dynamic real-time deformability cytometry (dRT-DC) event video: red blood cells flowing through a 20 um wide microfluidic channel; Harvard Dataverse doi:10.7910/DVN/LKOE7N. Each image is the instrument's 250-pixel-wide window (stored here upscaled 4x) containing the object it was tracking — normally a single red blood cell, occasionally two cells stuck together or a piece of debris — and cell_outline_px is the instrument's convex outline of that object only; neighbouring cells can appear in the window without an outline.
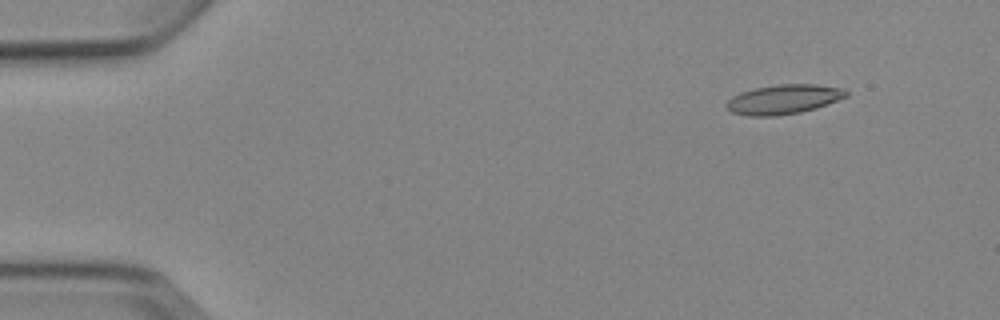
{"species": "Egyptian fruit bat (a non-hibernating species)", "species_latin": "Rousettus aegyptiacus", "temperature_condition": "cold", "stored_images_in_passage": 5, "camera_frame_rate_fps": 3000, "um_per_image_px": 0.085, "animal": {"sex": "female"}, "frame": {"image": 1, "passage_image": 2, "time_ms": 1.333, "image_size_px": [1000, 320], "cell_outline_px": [[848, 96], [816, 108], [800, 112], [776, 116], [748, 116], [732, 112], [724, 104], [732, 96], [740, 92], [752, 88], [780, 84], [816, 84], [844, 88], [848, 92]], "centroid_in_image_um": [66.6, 8.43], "position_along_channel_um": 18.4, "area_um2": 20.69}}
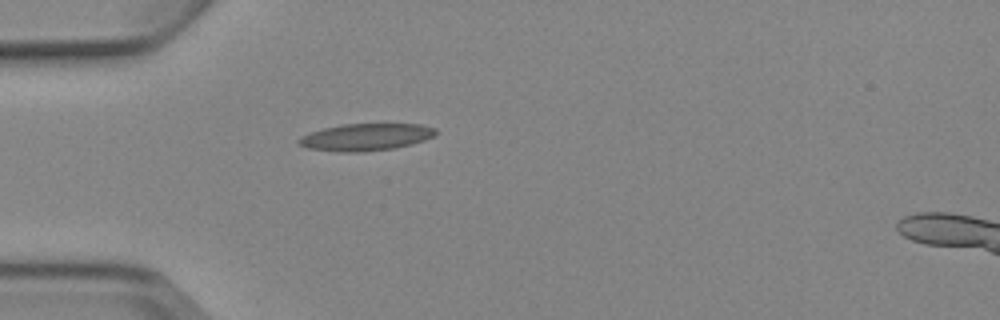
{"frame": {"image": 2, "passage_image": 5, "time_ms": 4.667, "image_size_px": [1000, 320], "cell_outline_px": [[436, 132], [432, 136], [424, 140], [412, 144], [396, 148], [360, 152], [340, 152], [308, 148], [296, 144], [296, 140], [300, 136], [324, 128], [344, 124], [420, 124], [436, 128]], "centroid_in_image_um": [31.06, 11.66], "position_along_channel_um": 53.9, "area_um2": 21.62}}